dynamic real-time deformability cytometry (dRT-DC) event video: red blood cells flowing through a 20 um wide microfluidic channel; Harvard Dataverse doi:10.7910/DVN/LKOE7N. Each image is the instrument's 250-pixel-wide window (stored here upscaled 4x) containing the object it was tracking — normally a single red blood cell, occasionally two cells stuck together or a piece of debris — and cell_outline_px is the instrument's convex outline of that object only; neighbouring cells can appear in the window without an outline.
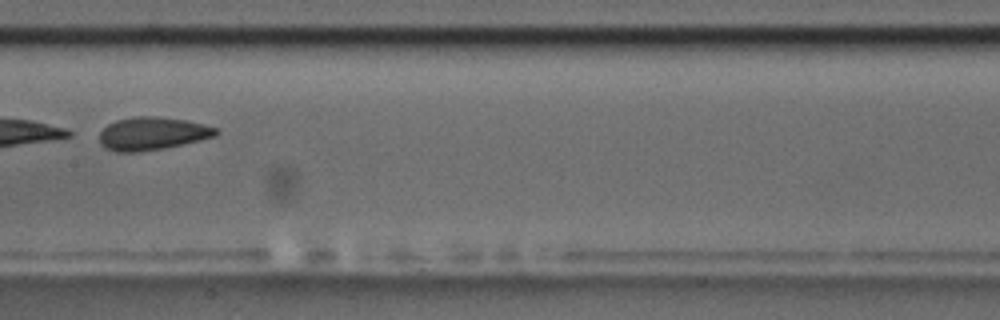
{"species": "common noctule bat (a hibernating species)", "species_latin": "Nyctalus noctula", "temperature_condition": "room temperature", "stored_images_in_passage": 5, "camera_frame_rate_fps": 3000, "um_per_image_px": 0.085, "animal": {"sex": "male", "body_mass_g": 17.5, "forearm_length_mm": 52.3}, "frame": {"image": 1, "passage_image": 5, "time_ms": 4.667, "image_size_px": [1000, 320], "cell_outline_px": [[220, 132], [216, 136], [200, 140], [164, 148], [140, 152], [116, 152], [104, 148], [100, 144], [100, 132], [108, 124], [116, 120], [136, 116], [152, 116], [184, 120], [204, 124], [216, 128]], "centroid_in_image_um": [12.93, 11.36], "position_along_channel_um": 194.5, "area_um2": 22.37}}